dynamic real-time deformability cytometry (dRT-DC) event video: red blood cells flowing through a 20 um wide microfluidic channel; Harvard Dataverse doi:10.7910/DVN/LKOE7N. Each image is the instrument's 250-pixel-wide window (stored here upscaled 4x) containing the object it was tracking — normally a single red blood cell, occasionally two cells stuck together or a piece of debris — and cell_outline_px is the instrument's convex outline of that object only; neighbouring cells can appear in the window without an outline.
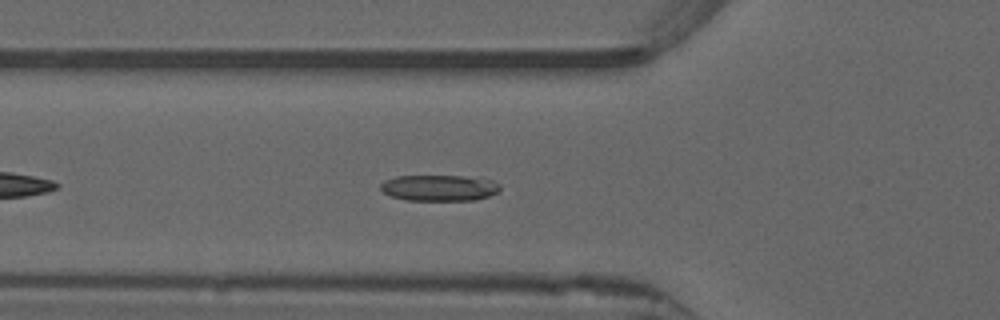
{"species": "common noctule bat (a hibernating species)", "species_latin": "Nyctalus noctula", "temperature_condition": "warm", "stored_images_in_passage": 41, "camera_frame_rate_fps": 3000, "um_per_image_px": 0.085, "animal": {"sex": "male", "forearm_length_mm": 52.5}, "frame": {"image": 1, "passage_image": 7, "time_ms": 2.0, "image_size_px": [1000, 320], "cell_outline_px": [[500, 192], [488, 196], [472, 200], [408, 200], [392, 196], [384, 192], [380, 188], [380, 184], [384, 180], [396, 176], [484, 176], [500, 184]], "centroid_in_image_um": [37.4, 15.95], "position_along_channel_um": 88.4, "area_um2": 18.38}}